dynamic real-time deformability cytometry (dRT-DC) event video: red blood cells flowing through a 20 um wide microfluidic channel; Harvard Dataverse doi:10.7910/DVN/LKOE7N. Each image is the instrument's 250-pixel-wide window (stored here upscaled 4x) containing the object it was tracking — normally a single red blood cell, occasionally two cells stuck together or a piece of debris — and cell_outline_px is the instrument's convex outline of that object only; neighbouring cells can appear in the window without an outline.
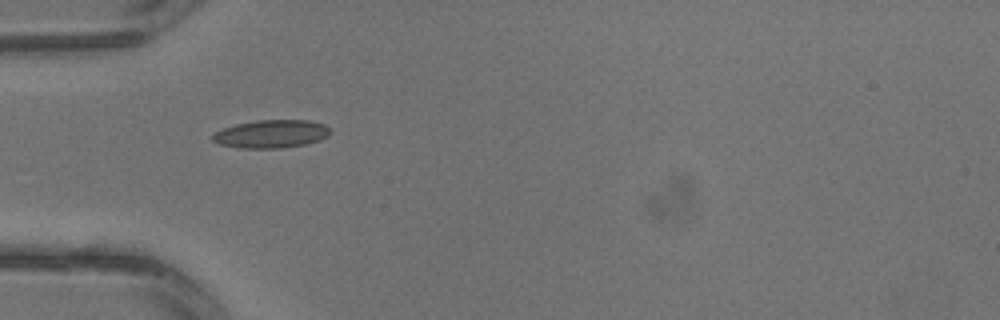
{"species": "common noctule bat (a hibernating species)", "species_latin": "Nyctalus noctula", "temperature_condition": "warm", "stored_images_in_passage": 3, "camera_frame_rate_fps": 3000, "um_per_image_px": 0.085, "animal": {"sex": "male", "body_mass_g": 13.3}, "frame": {"image": 1, "passage_image": 3, "time_ms": 0.667, "image_size_px": [1000, 320], "cell_outline_px": [[328, 136], [320, 140], [304, 144], [280, 148], [240, 148], [220, 144], [212, 140], [212, 136], [216, 132], [224, 128], [236, 124], [256, 120], [308, 120], [324, 124], [328, 128]], "centroid_in_image_um": [23.04, 11.38], "position_along_channel_um": 62.0, "area_um2": 19.02}}